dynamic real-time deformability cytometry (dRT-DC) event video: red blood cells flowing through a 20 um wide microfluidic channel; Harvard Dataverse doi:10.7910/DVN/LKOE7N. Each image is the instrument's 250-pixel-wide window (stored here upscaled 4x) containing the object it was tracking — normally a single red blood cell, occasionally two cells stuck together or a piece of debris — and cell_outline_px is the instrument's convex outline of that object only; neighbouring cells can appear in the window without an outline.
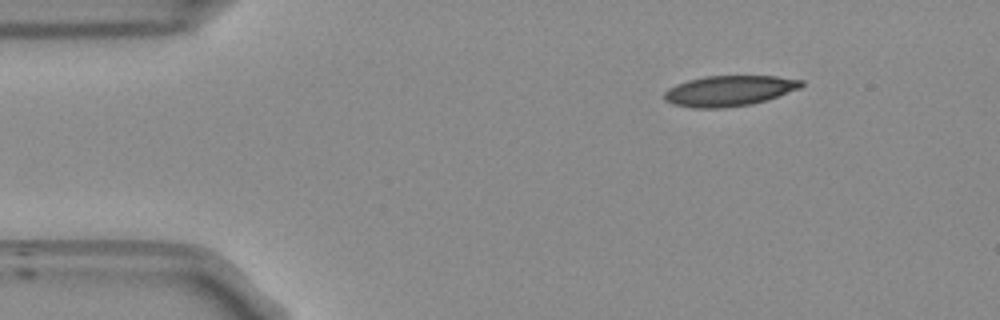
{"species": "Egyptian fruit bat (a non-hibernating species)", "species_latin": "Rousettus aegyptiacus", "temperature_condition": "room temperature", "stored_images_in_passage": 46, "camera_frame_rate_fps": 3000, "um_per_image_px": 0.085, "frame": {"image": 1, "passage_image": 1, "time_ms": 0.0, "image_size_px": [1000, 320], "cell_outline_px": [[804, 84], [800, 88], [752, 104], [720, 108], [692, 108], [672, 104], [664, 100], [664, 92], [668, 88], [676, 84], [688, 80], [704, 76], [776, 76], [804, 80]], "centroid_in_image_um": [61.94, 7.71], "position_along_channel_um": 23.1, "area_um2": 24.33}}
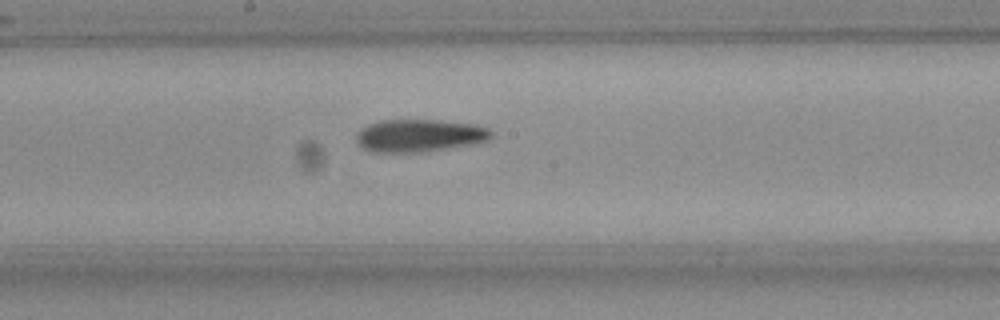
{"frame": {"image": 2, "passage_image": 21, "time_ms": 6.667, "image_size_px": [1000, 320], "cell_outline_px": [[492, 136], [488, 140], [472, 144], [448, 148], [420, 152], [376, 152], [364, 148], [356, 140], [356, 136], [368, 124], [380, 120], [440, 120], [476, 124], [488, 128], [492, 132]], "centroid_in_image_um": [35.69, 11.51], "position_along_channel_um": 212.5, "area_um2": 25.43}}
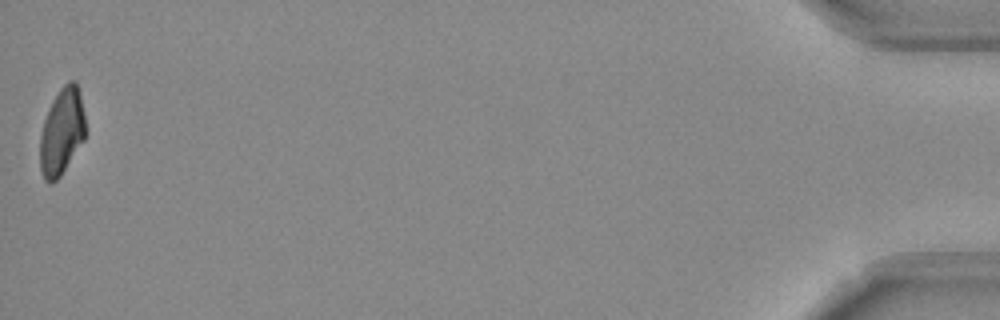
{"frame": {"image": 3, "passage_image": 46, "time_ms": 15.0, "image_size_px": [1000, 320], "cell_outline_px": [[84, 140], [60, 176], [56, 180], [44, 180], [40, 168], [40, 136], [44, 120], [48, 108], [52, 100], [60, 88], [68, 80], [76, 80], [84, 112]], "centroid_in_image_um": [5.24, 11.15], "position_along_channel_um": 430.0, "area_um2": 22.72}, "authors_computed_cell_mechanics": {"area_um2": 24.854, "velocity_mm_per_s": 3.8422, "shape_relaxation_time_tau1_ms": null, "shape_relaxation_time_tau2_ms": 4.8731, "deformation_change_tau1": null, "deformation_change_tau2": 0.1453}}